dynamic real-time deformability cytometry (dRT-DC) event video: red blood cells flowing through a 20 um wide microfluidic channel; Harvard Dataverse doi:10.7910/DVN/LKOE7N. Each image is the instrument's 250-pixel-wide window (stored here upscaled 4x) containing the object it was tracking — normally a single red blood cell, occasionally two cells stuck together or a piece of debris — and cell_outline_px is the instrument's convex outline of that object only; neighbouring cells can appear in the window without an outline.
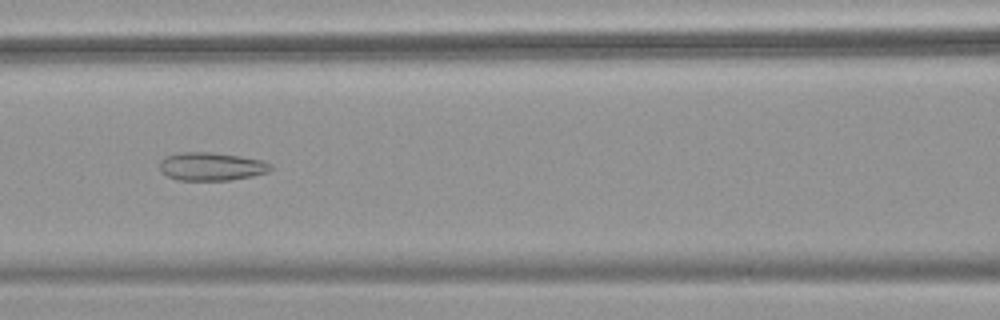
{"species": "common noctule bat (a hibernating species)", "species_latin": "Nyctalus noctula", "temperature_condition": "warm", "stored_images_in_passage": 43, "camera_frame_rate_fps": 3000, "um_per_image_px": 0.085, "animal": {"sex": "female", "body_mass_g": 18.4}, "frame": {"image": 1, "passage_image": 14, "time_ms": 4.333, "image_size_px": [1000, 320], "cell_outline_px": [[272, 168], [268, 172], [252, 176], [228, 180], [180, 180], [168, 176], [160, 172], [160, 160], [164, 156], [180, 152], [212, 152], [240, 156], [264, 160], [272, 164]], "centroid_in_image_um": [17.96, 14.14], "position_along_channel_um": 148.6, "area_um2": 18.38}}
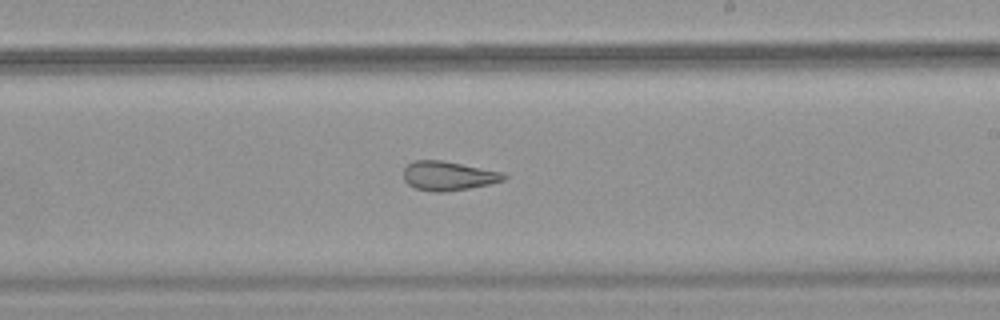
{"frame": {"image": 2, "passage_image": 22, "time_ms": 7.0, "image_size_px": [1000, 320], "cell_outline_px": [[508, 176], [504, 180], [488, 184], [468, 188], [444, 192], [436, 192], [416, 188], [408, 184], [404, 180], [404, 168], [408, 164], [416, 160], [440, 160], [504, 172]], "centroid_in_image_um": [38.11, 14.94], "position_along_channel_um": 250.9, "area_um2": 16.88}}
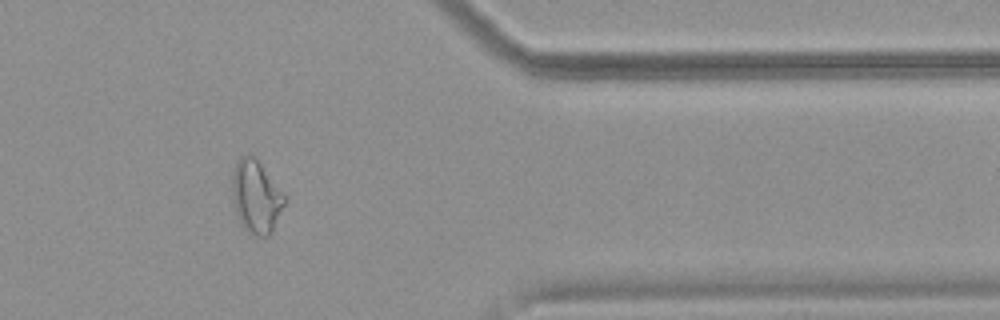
{"frame": {"image": 3, "passage_image": 34, "time_ms": 11.0, "image_size_px": [1000, 320], "cell_outline_px": [[288, 200], [268, 236], [256, 236], [248, 232], [244, 228], [236, 212], [232, 192], [232, 172], [236, 160], [240, 156], [248, 152], [252, 152], [256, 156], [288, 196]], "centroid_in_image_um": [21.8, 16.62], "position_along_channel_um": 389.6, "area_um2": 22.89}, "authors_computed_cell_mechanics": {"area_um2": 20.2878, "velocity_mm_per_s": 3.8495, "shape_relaxation_time_tau1_ms": null, "shape_relaxation_time_tau2_ms": 2.2874, "deformation_change_tau1": null, "deformation_change_tau2": 0.1047}}